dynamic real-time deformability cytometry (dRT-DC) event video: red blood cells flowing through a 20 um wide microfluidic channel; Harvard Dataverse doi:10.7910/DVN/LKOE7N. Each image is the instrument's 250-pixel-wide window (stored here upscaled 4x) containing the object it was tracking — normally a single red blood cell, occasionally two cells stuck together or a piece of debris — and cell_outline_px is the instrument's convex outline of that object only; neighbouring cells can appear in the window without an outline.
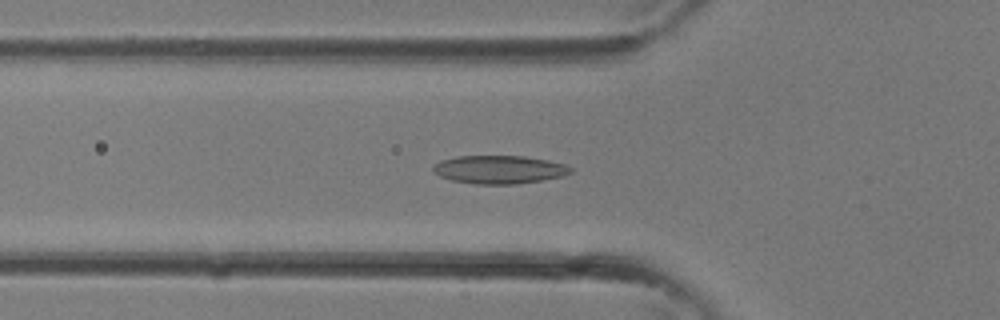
{"species": "common noctule bat (a hibernating species)", "species_latin": "Nyctalus noctula", "temperature_condition": "room temperature", "stored_images_in_passage": 32, "camera_frame_rate_fps": 3000, "um_per_image_px": 0.085, "animal": {"sex": "female"}, "frame": {"image": 1, "passage_image": 9, "time_ms": 2.667, "image_size_px": [1000, 320], "cell_outline_px": [[572, 172], [564, 176], [516, 184], [476, 184], [452, 180], [440, 176], [432, 172], [432, 168], [440, 160], [456, 156], [524, 156], [548, 160], [564, 164], [572, 168]], "centroid_in_image_um": [42.42, 14.41], "position_along_channel_um": 83.4, "area_um2": 22.6}}
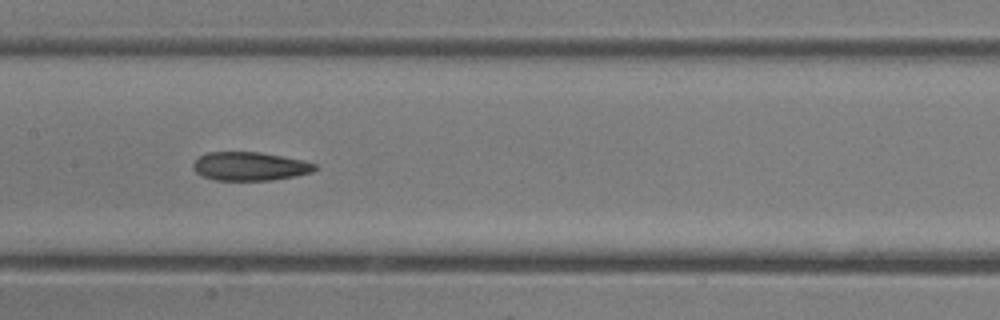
{"frame": {"image": 2, "passage_image": 14, "time_ms": 4.333, "image_size_px": [1000, 320], "cell_outline_px": [[320, 168], [312, 172], [272, 180], [216, 180], [204, 176], [196, 172], [192, 168], [192, 164], [200, 156], [208, 152], [260, 152], [304, 160], [316, 164]], "centroid_in_image_um": [21.26, 14.13], "position_along_channel_um": 186.1, "area_um2": 20.23}}
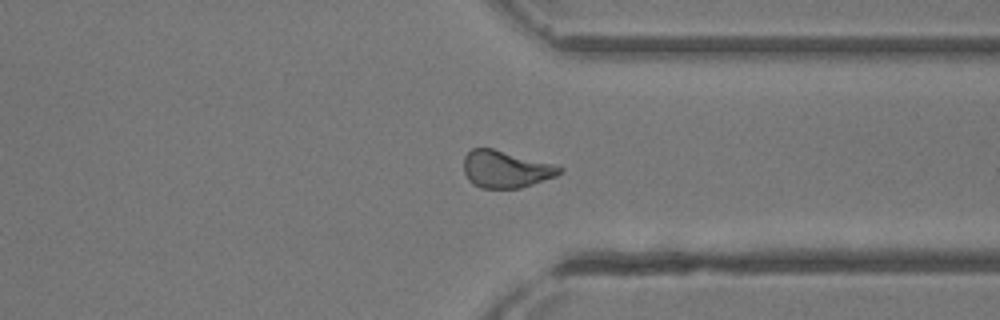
{"frame": {"image": 3, "passage_image": 23, "time_ms": 7.333, "image_size_px": [1000, 320], "cell_outline_px": [[564, 172], [556, 176], [520, 188], [480, 188], [472, 184], [468, 180], [464, 172], [464, 156], [472, 148], [492, 148], [552, 164], [564, 168]], "centroid_in_image_um": [42.97, 14.39], "position_along_channel_um": 368.4, "area_um2": 20.63}}